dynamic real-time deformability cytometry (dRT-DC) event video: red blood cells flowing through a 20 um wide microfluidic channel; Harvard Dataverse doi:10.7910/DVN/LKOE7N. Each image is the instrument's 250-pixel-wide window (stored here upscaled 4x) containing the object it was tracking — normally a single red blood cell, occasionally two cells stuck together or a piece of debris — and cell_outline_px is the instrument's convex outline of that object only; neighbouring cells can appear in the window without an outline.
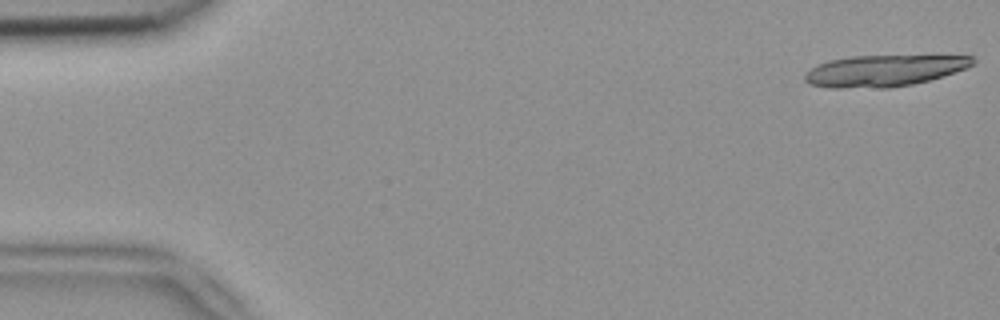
{"species": "common noctule bat (a hibernating species)", "species_latin": "Nyctalus noctula", "temperature_condition": "room temperature", "stored_images_in_passage": 5, "camera_frame_rate_fps": 3000, "um_per_image_px": 0.085, "animal": {"sex": "female", "body_mass_g": 18.4}, "frame": {"image": 1, "passage_image": 1, "time_ms": 0.0, "image_size_px": [1000, 320], "cell_outline_px": [[976, 60], [972, 64], [964, 68], [928, 80], [912, 84], [888, 88], [828, 88], [808, 84], [804, 80], [804, 76], [812, 68], [820, 64], [832, 60], [852, 56], [972, 56]], "centroid_in_image_um": [75.08, 6.02], "position_along_channel_um": 9.9, "area_um2": 30.23}}